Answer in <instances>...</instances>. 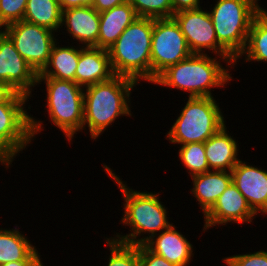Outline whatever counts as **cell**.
I'll return each instance as SVG.
<instances>
[{
	"instance_id": "cell-1",
	"label": "cell",
	"mask_w": 267,
	"mask_h": 266,
	"mask_svg": "<svg viewBox=\"0 0 267 266\" xmlns=\"http://www.w3.org/2000/svg\"><path fill=\"white\" fill-rule=\"evenodd\" d=\"M104 171L117 183L124 198V214L121 223L131 226V233L126 235H117L112 239L129 244L144 245L157 232L166 230L171 224L167 219V211L165 206L159 199V193L140 192L127 187L126 183L120 179L113 170L103 164ZM141 233H149L148 236L137 239ZM119 234V235H118Z\"/></svg>"
},
{
	"instance_id": "cell-2",
	"label": "cell",
	"mask_w": 267,
	"mask_h": 266,
	"mask_svg": "<svg viewBox=\"0 0 267 266\" xmlns=\"http://www.w3.org/2000/svg\"><path fill=\"white\" fill-rule=\"evenodd\" d=\"M137 84L133 79L115 75L85 87L83 129L88 126L90 138H98L119 116H132L129 97Z\"/></svg>"
},
{
	"instance_id": "cell-3",
	"label": "cell",
	"mask_w": 267,
	"mask_h": 266,
	"mask_svg": "<svg viewBox=\"0 0 267 266\" xmlns=\"http://www.w3.org/2000/svg\"><path fill=\"white\" fill-rule=\"evenodd\" d=\"M153 19L137 17L109 47L115 75L151 82V41ZM141 79V80H140Z\"/></svg>"
},
{
	"instance_id": "cell-4",
	"label": "cell",
	"mask_w": 267,
	"mask_h": 266,
	"mask_svg": "<svg viewBox=\"0 0 267 266\" xmlns=\"http://www.w3.org/2000/svg\"><path fill=\"white\" fill-rule=\"evenodd\" d=\"M216 57L192 54L185 60L168 67L153 83L188 91L189 97H213L211 88L224 87L231 81L228 69L223 68ZM231 79V80H230Z\"/></svg>"
},
{
	"instance_id": "cell-5",
	"label": "cell",
	"mask_w": 267,
	"mask_h": 266,
	"mask_svg": "<svg viewBox=\"0 0 267 266\" xmlns=\"http://www.w3.org/2000/svg\"><path fill=\"white\" fill-rule=\"evenodd\" d=\"M259 0H217L209 12L218 43L236 60L243 52Z\"/></svg>"
},
{
	"instance_id": "cell-6",
	"label": "cell",
	"mask_w": 267,
	"mask_h": 266,
	"mask_svg": "<svg viewBox=\"0 0 267 266\" xmlns=\"http://www.w3.org/2000/svg\"><path fill=\"white\" fill-rule=\"evenodd\" d=\"M29 96L15 92L0 104V163L9 167L33 137L43 129L42 121L28 115L25 103Z\"/></svg>"
},
{
	"instance_id": "cell-7",
	"label": "cell",
	"mask_w": 267,
	"mask_h": 266,
	"mask_svg": "<svg viewBox=\"0 0 267 266\" xmlns=\"http://www.w3.org/2000/svg\"><path fill=\"white\" fill-rule=\"evenodd\" d=\"M214 97H188L179 117L168 131L171 143H204L225 125Z\"/></svg>"
},
{
	"instance_id": "cell-8",
	"label": "cell",
	"mask_w": 267,
	"mask_h": 266,
	"mask_svg": "<svg viewBox=\"0 0 267 266\" xmlns=\"http://www.w3.org/2000/svg\"><path fill=\"white\" fill-rule=\"evenodd\" d=\"M46 84L47 111L52 123L72 141L83 130L84 88L74 81L38 77L37 84Z\"/></svg>"
},
{
	"instance_id": "cell-9",
	"label": "cell",
	"mask_w": 267,
	"mask_h": 266,
	"mask_svg": "<svg viewBox=\"0 0 267 266\" xmlns=\"http://www.w3.org/2000/svg\"><path fill=\"white\" fill-rule=\"evenodd\" d=\"M190 51L175 19H153L151 41V83L168 67L187 59Z\"/></svg>"
},
{
	"instance_id": "cell-10",
	"label": "cell",
	"mask_w": 267,
	"mask_h": 266,
	"mask_svg": "<svg viewBox=\"0 0 267 266\" xmlns=\"http://www.w3.org/2000/svg\"><path fill=\"white\" fill-rule=\"evenodd\" d=\"M1 30L11 39L25 61L39 74L48 63L53 45L57 42L53 34L55 32L24 20L8 24Z\"/></svg>"
},
{
	"instance_id": "cell-11",
	"label": "cell",
	"mask_w": 267,
	"mask_h": 266,
	"mask_svg": "<svg viewBox=\"0 0 267 266\" xmlns=\"http://www.w3.org/2000/svg\"><path fill=\"white\" fill-rule=\"evenodd\" d=\"M173 18L193 54H205L204 50H212L228 63L227 66L236 65V60L218 43L209 11L202 8L182 10L174 13Z\"/></svg>"
},
{
	"instance_id": "cell-12",
	"label": "cell",
	"mask_w": 267,
	"mask_h": 266,
	"mask_svg": "<svg viewBox=\"0 0 267 266\" xmlns=\"http://www.w3.org/2000/svg\"><path fill=\"white\" fill-rule=\"evenodd\" d=\"M38 74L15 49L11 39L0 30V81L31 97Z\"/></svg>"
},
{
	"instance_id": "cell-13",
	"label": "cell",
	"mask_w": 267,
	"mask_h": 266,
	"mask_svg": "<svg viewBox=\"0 0 267 266\" xmlns=\"http://www.w3.org/2000/svg\"><path fill=\"white\" fill-rule=\"evenodd\" d=\"M256 214L245 197L232 182L219 196L213 207L204 215V230L217 225L251 223Z\"/></svg>"
},
{
	"instance_id": "cell-14",
	"label": "cell",
	"mask_w": 267,
	"mask_h": 266,
	"mask_svg": "<svg viewBox=\"0 0 267 266\" xmlns=\"http://www.w3.org/2000/svg\"><path fill=\"white\" fill-rule=\"evenodd\" d=\"M232 182L252 211L267 214V171L240 160L231 170Z\"/></svg>"
},
{
	"instance_id": "cell-15",
	"label": "cell",
	"mask_w": 267,
	"mask_h": 266,
	"mask_svg": "<svg viewBox=\"0 0 267 266\" xmlns=\"http://www.w3.org/2000/svg\"><path fill=\"white\" fill-rule=\"evenodd\" d=\"M115 76L108 51L97 47H81L75 71V82L87 86L110 80Z\"/></svg>"
},
{
	"instance_id": "cell-16",
	"label": "cell",
	"mask_w": 267,
	"mask_h": 266,
	"mask_svg": "<svg viewBox=\"0 0 267 266\" xmlns=\"http://www.w3.org/2000/svg\"><path fill=\"white\" fill-rule=\"evenodd\" d=\"M175 228L171 223L166 230L158 233V236H153L144 245L176 266L190 265L191 257L194 255L193 245Z\"/></svg>"
},
{
	"instance_id": "cell-17",
	"label": "cell",
	"mask_w": 267,
	"mask_h": 266,
	"mask_svg": "<svg viewBox=\"0 0 267 266\" xmlns=\"http://www.w3.org/2000/svg\"><path fill=\"white\" fill-rule=\"evenodd\" d=\"M67 33L79 41L83 47H97L100 16L88 6L74 7L62 11V23Z\"/></svg>"
},
{
	"instance_id": "cell-18",
	"label": "cell",
	"mask_w": 267,
	"mask_h": 266,
	"mask_svg": "<svg viewBox=\"0 0 267 266\" xmlns=\"http://www.w3.org/2000/svg\"><path fill=\"white\" fill-rule=\"evenodd\" d=\"M227 133L226 125L204 142L205 155L210 170L231 171L240 161L238 146Z\"/></svg>"
},
{
	"instance_id": "cell-19",
	"label": "cell",
	"mask_w": 267,
	"mask_h": 266,
	"mask_svg": "<svg viewBox=\"0 0 267 266\" xmlns=\"http://www.w3.org/2000/svg\"><path fill=\"white\" fill-rule=\"evenodd\" d=\"M99 16L97 48L106 50L116 42L122 32L138 17L128 1L99 13Z\"/></svg>"
},
{
	"instance_id": "cell-20",
	"label": "cell",
	"mask_w": 267,
	"mask_h": 266,
	"mask_svg": "<svg viewBox=\"0 0 267 266\" xmlns=\"http://www.w3.org/2000/svg\"><path fill=\"white\" fill-rule=\"evenodd\" d=\"M191 179L193 181L191 192L205 215L232 183V174L231 171L211 170L192 176Z\"/></svg>"
},
{
	"instance_id": "cell-21",
	"label": "cell",
	"mask_w": 267,
	"mask_h": 266,
	"mask_svg": "<svg viewBox=\"0 0 267 266\" xmlns=\"http://www.w3.org/2000/svg\"><path fill=\"white\" fill-rule=\"evenodd\" d=\"M40 256L19 229H0V266L13 261H38Z\"/></svg>"
},
{
	"instance_id": "cell-22",
	"label": "cell",
	"mask_w": 267,
	"mask_h": 266,
	"mask_svg": "<svg viewBox=\"0 0 267 266\" xmlns=\"http://www.w3.org/2000/svg\"><path fill=\"white\" fill-rule=\"evenodd\" d=\"M53 45L48 63L38 74V77H51L75 82V71L79 61L80 49L73 46L60 47Z\"/></svg>"
},
{
	"instance_id": "cell-23",
	"label": "cell",
	"mask_w": 267,
	"mask_h": 266,
	"mask_svg": "<svg viewBox=\"0 0 267 266\" xmlns=\"http://www.w3.org/2000/svg\"><path fill=\"white\" fill-rule=\"evenodd\" d=\"M23 20L56 32L62 27V9L58 0H27Z\"/></svg>"
},
{
	"instance_id": "cell-24",
	"label": "cell",
	"mask_w": 267,
	"mask_h": 266,
	"mask_svg": "<svg viewBox=\"0 0 267 266\" xmlns=\"http://www.w3.org/2000/svg\"><path fill=\"white\" fill-rule=\"evenodd\" d=\"M246 54V55H245ZM245 55V60L267 62V10L261 9L254 17L246 46L241 55L236 59Z\"/></svg>"
},
{
	"instance_id": "cell-25",
	"label": "cell",
	"mask_w": 267,
	"mask_h": 266,
	"mask_svg": "<svg viewBox=\"0 0 267 266\" xmlns=\"http://www.w3.org/2000/svg\"><path fill=\"white\" fill-rule=\"evenodd\" d=\"M178 153L191 177L211 171L207 163L204 143L194 142L181 145Z\"/></svg>"
},
{
	"instance_id": "cell-26",
	"label": "cell",
	"mask_w": 267,
	"mask_h": 266,
	"mask_svg": "<svg viewBox=\"0 0 267 266\" xmlns=\"http://www.w3.org/2000/svg\"><path fill=\"white\" fill-rule=\"evenodd\" d=\"M110 248L108 266H139V245H129L106 237Z\"/></svg>"
},
{
	"instance_id": "cell-27",
	"label": "cell",
	"mask_w": 267,
	"mask_h": 266,
	"mask_svg": "<svg viewBox=\"0 0 267 266\" xmlns=\"http://www.w3.org/2000/svg\"><path fill=\"white\" fill-rule=\"evenodd\" d=\"M138 17L162 19L173 17L170 0H128Z\"/></svg>"
},
{
	"instance_id": "cell-28",
	"label": "cell",
	"mask_w": 267,
	"mask_h": 266,
	"mask_svg": "<svg viewBox=\"0 0 267 266\" xmlns=\"http://www.w3.org/2000/svg\"><path fill=\"white\" fill-rule=\"evenodd\" d=\"M27 0H0V29L23 20Z\"/></svg>"
},
{
	"instance_id": "cell-29",
	"label": "cell",
	"mask_w": 267,
	"mask_h": 266,
	"mask_svg": "<svg viewBox=\"0 0 267 266\" xmlns=\"http://www.w3.org/2000/svg\"><path fill=\"white\" fill-rule=\"evenodd\" d=\"M227 266H267V251L233 255L223 259Z\"/></svg>"
},
{
	"instance_id": "cell-30",
	"label": "cell",
	"mask_w": 267,
	"mask_h": 266,
	"mask_svg": "<svg viewBox=\"0 0 267 266\" xmlns=\"http://www.w3.org/2000/svg\"><path fill=\"white\" fill-rule=\"evenodd\" d=\"M139 266H176L153 252L145 245H139Z\"/></svg>"
},
{
	"instance_id": "cell-31",
	"label": "cell",
	"mask_w": 267,
	"mask_h": 266,
	"mask_svg": "<svg viewBox=\"0 0 267 266\" xmlns=\"http://www.w3.org/2000/svg\"><path fill=\"white\" fill-rule=\"evenodd\" d=\"M173 7V14L182 10L198 9L200 0H170Z\"/></svg>"
},
{
	"instance_id": "cell-32",
	"label": "cell",
	"mask_w": 267,
	"mask_h": 266,
	"mask_svg": "<svg viewBox=\"0 0 267 266\" xmlns=\"http://www.w3.org/2000/svg\"><path fill=\"white\" fill-rule=\"evenodd\" d=\"M128 0H94L92 7L98 12L109 10L115 6L121 5Z\"/></svg>"
},
{
	"instance_id": "cell-33",
	"label": "cell",
	"mask_w": 267,
	"mask_h": 266,
	"mask_svg": "<svg viewBox=\"0 0 267 266\" xmlns=\"http://www.w3.org/2000/svg\"><path fill=\"white\" fill-rule=\"evenodd\" d=\"M94 0H58L60 7L63 10L74 8V7H81V6H88L92 7Z\"/></svg>"
},
{
	"instance_id": "cell-34",
	"label": "cell",
	"mask_w": 267,
	"mask_h": 266,
	"mask_svg": "<svg viewBox=\"0 0 267 266\" xmlns=\"http://www.w3.org/2000/svg\"><path fill=\"white\" fill-rule=\"evenodd\" d=\"M15 92L9 84L0 81V104L5 103Z\"/></svg>"
},
{
	"instance_id": "cell-35",
	"label": "cell",
	"mask_w": 267,
	"mask_h": 266,
	"mask_svg": "<svg viewBox=\"0 0 267 266\" xmlns=\"http://www.w3.org/2000/svg\"><path fill=\"white\" fill-rule=\"evenodd\" d=\"M37 261H13L1 266H33Z\"/></svg>"
},
{
	"instance_id": "cell-36",
	"label": "cell",
	"mask_w": 267,
	"mask_h": 266,
	"mask_svg": "<svg viewBox=\"0 0 267 266\" xmlns=\"http://www.w3.org/2000/svg\"><path fill=\"white\" fill-rule=\"evenodd\" d=\"M33 266H44L41 259H39Z\"/></svg>"
}]
</instances>
